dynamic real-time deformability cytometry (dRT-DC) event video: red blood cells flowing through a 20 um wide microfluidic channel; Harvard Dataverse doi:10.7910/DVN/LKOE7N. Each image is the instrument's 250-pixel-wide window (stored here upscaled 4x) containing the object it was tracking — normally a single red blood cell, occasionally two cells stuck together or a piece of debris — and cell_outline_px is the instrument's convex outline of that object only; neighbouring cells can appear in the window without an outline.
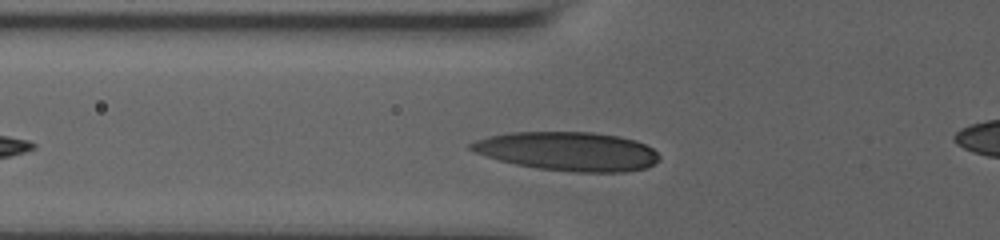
{"species": "human", "species_latin": "Homo sapiens", "temperature_condition": "room temperature", "stored_images_in_passage": 35, "camera_frame_rate_fps": 3000, "um_per_image_px": 0.085, "donor": {"sex": "male"}, "frame": {"image": 1, "passage_image": 2, "time_ms": 0.333, "image_size_px": [1000, 240], "cell_outline_px": [[660, 160], [648, 168], [624, 172], [576, 172], [540, 168], [516, 164], [500, 160], [476, 152], [468, 148], [468, 144], [476, 140], [488, 136], [508, 132], [592, 132], [616, 136], [636, 140], [652, 148], [660, 156]], "centroid_in_image_um": [48.3, 12.86], "position_along_channel_um": 77.5, "area_um2": 42.54}}
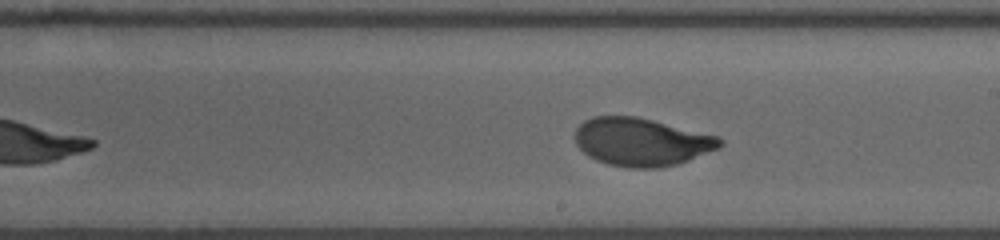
{"frame": {"image": 2, "passage_image": 21, "time_ms": 4.667, "image_size_px": [1000, 240], "cell_outline_px": [[724, 144], [720, 148], [688, 160], [676, 164], [660, 168], [628, 168], [608, 164], [596, 160], [588, 156], [576, 144], [576, 128], [584, 120], [592, 116], [636, 116], [720, 136], [724, 140]], "centroid_in_image_um": [54.55, 12.06], "position_along_channel_um": 234.4, "area_um2": 40.75}}
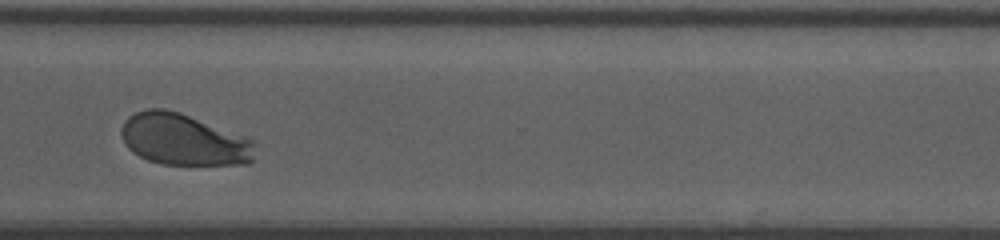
{"frame": {"image": 3, "passage_image": 32, "time_ms": 8.0, "image_size_px": [1000, 240], "cell_outline_px": [[252, 160], [248, 164], [160, 164], [148, 160], [132, 152], [124, 144], [120, 136], [120, 128], [124, 120], [128, 116], [136, 112], [148, 108], [164, 108], [180, 112], [248, 136], [252, 140]], "centroid_in_image_um": [15.55, 11.84], "position_along_channel_um": 355.0, "area_um2": 40.4}, "authors_computed_cell_mechanics": {"area_um2": 40.5178, "velocity_mm_per_s": 3.6225, "shape_relaxation_time_tau1_ms": 3.3336, "shape_relaxation_time_tau2_ms": null, "deformation_change_tau1": 0.1823, "deformation_change_tau2": null}}